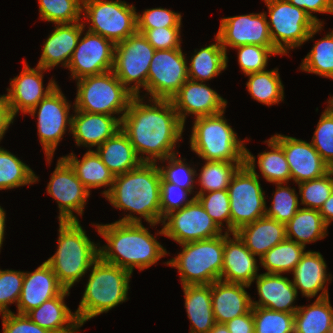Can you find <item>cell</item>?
I'll return each mask as SVG.
<instances>
[{
	"instance_id": "1",
	"label": "cell",
	"mask_w": 333,
	"mask_h": 333,
	"mask_svg": "<svg viewBox=\"0 0 333 333\" xmlns=\"http://www.w3.org/2000/svg\"><path fill=\"white\" fill-rule=\"evenodd\" d=\"M133 96L121 120V130L128 136L142 162L157 163L179 153L184 125L167 99ZM159 160V161H158Z\"/></svg>"
},
{
	"instance_id": "2",
	"label": "cell",
	"mask_w": 333,
	"mask_h": 333,
	"mask_svg": "<svg viewBox=\"0 0 333 333\" xmlns=\"http://www.w3.org/2000/svg\"><path fill=\"white\" fill-rule=\"evenodd\" d=\"M160 185L158 163L142 162L131 171L115 176L105 198L113 207L129 211L117 222L142 223L141 218H144L152 228L160 224Z\"/></svg>"
},
{
	"instance_id": "3",
	"label": "cell",
	"mask_w": 333,
	"mask_h": 333,
	"mask_svg": "<svg viewBox=\"0 0 333 333\" xmlns=\"http://www.w3.org/2000/svg\"><path fill=\"white\" fill-rule=\"evenodd\" d=\"M99 235L107 242L99 246V257L107 263L117 265L133 273L148 269L162 257L170 254L142 223L113 222L96 224Z\"/></svg>"
},
{
	"instance_id": "4",
	"label": "cell",
	"mask_w": 333,
	"mask_h": 333,
	"mask_svg": "<svg viewBox=\"0 0 333 333\" xmlns=\"http://www.w3.org/2000/svg\"><path fill=\"white\" fill-rule=\"evenodd\" d=\"M58 231L57 251L45 262L59 283L70 290L99 258L100 242L91 241L80 221H59Z\"/></svg>"
},
{
	"instance_id": "5",
	"label": "cell",
	"mask_w": 333,
	"mask_h": 333,
	"mask_svg": "<svg viewBox=\"0 0 333 333\" xmlns=\"http://www.w3.org/2000/svg\"><path fill=\"white\" fill-rule=\"evenodd\" d=\"M89 271L82 299L75 311L81 326L127 301L132 275L127 269L104 262L100 257Z\"/></svg>"
},
{
	"instance_id": "6",
	"label": "cell",
	"mask_w": 333,
	"mask_h": 333,
	"mask_svg": "<svg viewBox=\"0 0 333 333\" xmlns=\"http://www.w3.org/2000/svg\"><path fill=\"white\" fill-rule=\"evenodd\" d=\"M222 113L194 118L190 148L202 160L245 162V139H238Z\"/></svg>"
},
{
	"instance_id": "7",
	"label": "cell",
	"mask_w": 333,
	"mask_h": 333,
	"mask_svg": "<svg viewBox=\"0 0 333 333\" xmlns=\"http://www.w3.org/2000/svg\"><path fill=\"white\" fill-rule=\"evenodd\" d=\"M181 250L165 263L178 270L182 286L208 285L220 280L224 234L181 244Z\"/></svg>"
},
{
	"instance_id": "8",
	"label": "cell",
	"mask_w": 333,
	"mask_h": 333,
	"mask_svg": "<svg viewBox=\"0 0 333 333\" xmlns=\"http://www.w3.org/2000/svg\"><path fill=\"white\" fill-rule=\"evenodd\" d=\"M256 157L246 148L245 165L241 166L228 186L231 233L266 214L265 191L256 172Z\"/></svg>"
},
{
	"instance_id": "9",
	"label": "cell",
	"mask_w": 333,
	"mask_h": 333,
	"mask_svg": "<svg viewBox=\"0 0 333 333\" xmlns=\"http://www.w3.org/2000/svg\"><path fill=\"white\" fill-rule=\"evenodd\" d=\"M268 8L269 33L274 48L287 55L288 50L299 48L322 30L323 24H317L303 9L287 0H263Z\"/></svg>"
},
{
	"instance_id": "10",
	"label": "cell",
	"mask_w": 333,
	"mask_h": 333,
	"mask_svg": "<svg viewBox=\"0 0 333 333\" xmlns=\"http://www.w3.org/2000/svg\"><path fill=\"white\" fill-rule=\"evenodd\" d=\"M75 110L123 117L133 94L113 71L76 80Z\"/></svg>"
},
{
	"instance_id": "11",
	"label": "cell",
	"mask_w": 333,
	"mask_h": 333,
	"mask_svg": "<svg viewBox=\"0 0 333 333\" xmlns=\"http://www.w3.org/2000/svg\"><path fill=\"white\" fill-rule=\"evenodd\" d=\"M136 10L122 0H83L82 17L87 31L117 44L137 32Z\"/></svg>"
},
{
	"instance_id": "12",
	"label": "cell",
	"mask_w": 333,
	"mask_h": 333,
	"mask_svg": "<svg viewBox=\"0 0 333 333\" xmlns=\"http://www.w3.org/2000/svg\"><path fill=\"white\" fill-rule=\"evenodd\" d=\"M155 51L139 32L115 44L112 71L134 96L141 95V87L147 92V77Z\"/></svg>"
},
{
	"instance_id": "13",
	"label": "cell",
	"mask_w": 333,
	"mask_h": 333,
	"mask_svg": "<svg viewBox=\"0 0 333 333\" xmlns=\"http://www.w3.org/2000/svg\"><path fill=\"white\" fill-rule=\"evenodd\" d=\"M71 103L68 102L57 85L56 88L44 97L27 114L33 118L37 114V131L39 141L43 146L46 161L51 164L54 152L62 140L65 132L71 133L72 115L70 113Z\"/></svg>"
},
{
	"instance_id": "14",
	"label": "cell",
	"mask_w": 333,
	"mask_h": 333,
	"mask_svg": "<svg viewBox=\"0 0 333 333\" xmlns=\"http://www.w3.org/2000/svg\"><path fill=\"white\" fill-rule=\"evenodd\" d=\"M182 51L181 48L155 51L147 77V93L142 97L171 100L179 91L189 79L187 57Z\"/></svg>"
},
{
	"instance_id": "15",
	"label": "cell",
	"mask_w": 333,
	"mask_h": 333,
	"mask_svg": "<svg viewBox=\"0 0 333 333\" xmlns=\"http://www.w3.org/2000/svg\"><path fill=\"white\" fill-rule=\"evenodd\" d=\"M161 225L163 228L158 234L174 240L179 245L224 234L196 198L182 209L168 214Z\"/></svg>"
},
{
	"instance_id": "16",
	"label": "cell",
	"mask_w": 333,
	"mask_h": 333,
	"mask_svg": "<svg viewBox=\"0 0 333 333\" xmlns=\"http://www.w3.org/2000/svg\"><path fill=\"white\" fill-rule=\"evenodd\" d=\"M47 193L58 203L59 221H79L90 193L71 166L60 157L47 185ZM77 214V216L74 214Z\"/></svg>"
},
{
	"instance_id": "17",
	"label": "cell",
	"mask_w": 333,
	"mask_h": 333,
	"mask_svg": "<svg viewBox=\"0 0 333 333\" xmlns=\"http://www.w3.org/2000/svg\"><path fill=\"white\" fill-rule=\"evenodd\" d=\"M67 66L71 77L78 80L99 75L113 69L115 44L105 37L86 31Z\"/></svg>"
},
{
	"instance_id": "18",
	"label": "cell",
	"mask_w": 333,
	"mask_h": 333,
	"mask_svg": "<svg viewBox=\"0 0 333 333\" xmlns=\"http://www.w3.org/2000/svg\"><path fill=\"white\" fill-rule=\"evenodd\" d=\"M267 14L250 13L221 18L219 30L215 35L227 54V47L242 45L274 47L268 27Z\"/></svg>"
},
{
	"instance_id": "19",
	"label": "cell",
	"mask_w": 333,
	"mask_h": 333,
	"mask_svg": "<svg viewBox=\"0 0 333 333\" xmlns=\"http://www.w3.org/2000/svg\"><path fill=\"white\" fill-rule=\"evenodd\" d=\"M23 63L21 73L10 79V88H7L6 97L14 117L19 112L27 114L58 85L53 78L44 88L43 73L47 70L37 65L32 68L26 63V60H23Z\"/></svg>"
},
{
	"instance_id": "20",
	"label": "cell",
	"mask_w": 333,
	"mask_h": 333,
	"mask_svg": "<svg viewBox=\"0 0 333 333\" xmlns=\"http://www.w3.org/2000/svg\"><path fill=\"white\" fill-rule=\"evenodd\" d=\"M171 102L178 117L185 126L186 116H212L226 110L227 100L215 90L207 86L206 82L188 79L171 98Z\"/></svg>"
},
{
	"instance_id": "21",
	"label": "cell",
	"mask_w": 333,
	"mask_h": 333,
	"mask_svg": "<svg viewBox=\"0 0 333 333\" xmlns=\"http://www.w3.org/2000/svg\"><path fill=\"white\" fill-rule=\"evenodd\" d=\"M272 138L282 147L296 184L320 178L331 170L311 142L277 133Z\"/></svg>"
},
{
	"instance_id": "22",
	"label": "cell",
	"mask_w": 333,
	"mask_h": 333,
	"mask_svg": "<svg viewBox=\"0 0 333 333\" xmlns=\"http://www.w3.org/2000/svg\"><path fill=\"white\" fill-rule=\"evenodd\" d=\"M257 261L256 256L245 246L236 233L224 231L221 281L251 286L259 275Z\"/></svg>"
},
{
	"instance_id": "23",
	"label": "cell",
	"mask_w": 333,
	"mask_h": 333,
	"mask_svg": "<svg viewBox=\"0 0 333 333\" xmlns=\"http://www.w3.org/2000/svg\"><path fill=\"white\" fill-rule=\"evenodd\" d=\"M64 290L52 268L44 261L33 272H24L17 313L27 314Z\"/></svg>"
},
{
	"instance_id": "24",
	"label": "cell",
	"mask_w": 333,
	"mask_h": 333,
	"mask_svg": "<svg viewBox=\"0 0 333 333\" xmlns=\"http://www.w3.org/2000/svg\"><path fill=\"white\" fill-rule=\"evenodd\" d=\"M73 111L71 134L79 147H98L121 129L122 117Z\"/></svg>"
},
{
	"instance_id": "25",
	"label": "cell",
	"mask_w": 333,
	"mask_h": 333,
	"mask_svg": "<svg viewBox=\"0 0 333 333\" xmlns=\"http://www.w3.org/2000/svg\"><path fill=\"white\" fill-rule=\"evenodd\" d=\"M86 25L83 21L56 24L46 42L44 41L42 54L37 66L51 70L61 64L67 69L79 38L81 34L84 35L83 31Z\"/></svg>"
},
{
	"instance_id": "26",
	"label": "cell",
	"mask_w": 333,
	"mask_h": 333,
	"mask_svg": "<svg viewBox=\"0 0 333 333\" xmlns=\"http://www.w3.org/2000/svg\"><path fill=\"white\" fill-rule=\"evenodd\" d=\"M256 280L259 300H252V307L295 314L299 306L293 305L298 293L292 280L282 274H259Z\"/></svg>"
},
{
	"instance_id": "27",
	"label": "cell",
	"mask_w": 333,
	"mask_h": 333,
	"mask_svg": "<svg viewBox=\"0 0 333 333\" xmlns=\"http://www.w3.org/2000/svg\"><path fill=\"white\" fill-rule=\"evenodd\" d=\"M292 274V283L303 297L311 299L320 291L316 299L329 297L327 282L332 281V276L327 274V264L320 252L306 251Z\"/></svg>"
},
{
	"instance_id": "28",
	"label": "cell",
	"mask_w": 333,
	"mask_h": 333,
	"mask_svg": "<svg viewBox=\"0 0 333 333\" xmlns=\"http://www.w3.org/2000/svg\"><path fill=\"white\" fill-rule=\"evenodd\" d=\"M241 283L217 280L211 284L212 309L216 323L225 324L252 310V298Z\"/></svg>"
},
{
	"instance_id": "29",
	"label": "cell",
	"mask_w": 333,
	"mask_h": 333,
	"mask_svg": "<svg viewBox=\"0 0 333 333\" xmlns=\"http://www.w3.org/2000/svg\"><path fill=\"white\" fill-rule=\"evenodd\" d=\"M69 291L65 289L60 295L32 309L26 315L38 326L51 333H78L82 326L76 313L71 312L64 300L69 296Z\"/></svg>"
},
{
	"instance_id": "30",
	"label": "cell",
	"mask_w": 333,
	"mask_h": 333,
	"mask_svg": "<svg viewBox=\"0 0 333 333\" xmlns=\"http://www.w3.org/2000/svg\"><path fill=\"white\" fill-rule=\"evenodd\" d=\"M235 233L259 259L287 238L286 224L266 216L240 227Z\"/></svg>"
},
{
	"instance_id": "31",
	"label": "cell",
	"mask_w": 333,
	"mask_h": 333,
	"mask_svg": "<svg viewBox=\"0 0 333 333\" xmlns=\"http://www.w3.org/2000/svg\"><path fill=\"white\" fill-rule=\"evenodd\" d=\"M184 304L190 320L189 333H209L216 324L211 297V284L182 286Z\"/></svg>"
},
{
	"instance_id": "32",
	"label": "cell",
	"mask_w": 333,
	"mask_h": 333,
	"mask_svg": "<svg viewBox=\"0 0 333 333\" xmlns=\"http://www.w3.org/2000/svg\"><path fill=\"white\" fill-rule=\"evenodd\" d=\"M62 158L71 166L89 192L93 188L109 187L101 193L105 197L111 190L115 176L103 164L95 150H87L82 159H78L73 152Z\"/></svg>"
},
{
	"instance_id": "33",
	"label": "cell",
	"mask_w": 333,
	"mask_h": 333,
	"mask_svg": "<svg viewBox=\"0 0 333 333\" xmlns=\"http://www.w3.org/2000/svg\"><path fill=\"white\" fill-rule=\"evenodd\" d=\"M95 151L114 176L131 171L142 163L128 136L121 129Z\"/></svg>"
},
{
	"instance_id": "34",
	"label": "cell",
	"mask_w": 333,
	"mask_h": 333,
	"mask_svg": "<svg viewBox=\"0 0 333 333\" xmlns=\"http://www.w3.org/2000/svg\"><path fill=\"white\" fill-rule=\"evenodd\" d=\"M213 44L194 50L188 68L190 80L204 82L209 81L222 73L228 67V56L215 36Z\"/></svg>"
},
{
	"instance_id": "35",
	"label": "cell",
	"mask_w": 333,
	"mask_h": 333,
	"mask_svg": "<svg viewBox=\"0 0 333 333\" xmlns=\"http://www.w3.org/2000/svg\"><path fill=\"white\" fill-rule=\"evenodd\" d=\"M320 211L310 208H299L292 219L286 224V237L306 247V244L322 240L328 235Z\"/></svg>"
},
{
	"instance_id": "36",
	"label": "cell",
	"mask_w": 333,
	"mask_h": 333,
	"mask_svg": "<svg viewBox=\"0 0 333 333\" xmlns=\"http://www.w3.org/2000/svg\"><path fill=\"white\" fill-rule=\"evenodd\" d=\"M332 325L333 308L329 297L299 306L294 314V333H330Z\"/></svg>"
},
{
	"instance_id": "37",
	"label": "cell",
	"mask_w": 333,
	"mask_h": 333,
	"mask_svg": "<svg viewBox=\"0 0 333 333\" xmlns=\"http://www.w3.org/2000/svg\"><path fill=\"white\" fill-rule=\"evenodd\" d=\"M278 71L274 68L246 75L249 77L246 88L254 100L267 106L284 100V86Z\"/></svg>"
},
{
	"instance_id": "38",
	"label": "cell",
	"mask_w": 333,
	"mask_h": 333,
	"mask_svg": "<svg viewBox=\"0 0 333 333\" xmlns=\"http://www.w3.org/2000/svg\"><path fill=\"white\" fill-rule=\"evenodd\" d=\"M305 248L303 245L286 238L267 251L259 261L261 266L267 270L265 273H291L305 254Z\"/></svg>"
},
{
	"instance_id": "39",
	"label": "cell",
	"mask_w": 333,
	"mask_h": 333,
	"mask_svg": "<svg viewBox=\"0 0 333 333\" xmlns=\"http://www.w3.org/2000/svg\"><path fill=\"white\" fill-rule=\"evenodd\" d=\"M205 165L199 170V183L200 190L196 194L208 193L211 191L225 190L231 182L232 177L237 170L245 165V162H229V161H211L205 160Z\"/></svg>"
},
{
	"instance_id": "40",
	"label": "cell",
	"mask_w": 333,
	"mask_h": 333,
	"mask_svg": "<svg viewBox=\"0 0 333 333\" xmlns=\"http://www.w3.org/2000/svg\"><path fill=\"white\" fill-rule=\"evenodd\" d=\"M39 177L16 155L0 147V190L37 183Z\"/></svg>"
},
{
	"instance_id": "41",
	"label": "cell",
	"mask_w": 333,
	"mask_h": 333,
	"mask_svg": "<svg viewBox=\"0 0 333 333\" xmlns=\"http://www.w3.org/2000/svg\"><path fill=\"white\" fill-rule=\"evenodd\" d=\"M269 151L258 154V167L263 178L272 184L291 181L289 165L282 147L272 138L264 141Z\"/></svg>"
},
{
	"instance_id": "42",
	"label": "cell",
	"mask_w": 333,
	"mask_h": 333,
	"mask_svg": "<svg viewBox=\"0 0 333 333\" xmlns=\"http://www.w3.org/2000/svg\"><path fill=\"white\" fill-rule=\"evenodd\" d=\"M300 70L333 80V29L317 40L302 59Z\"/></svg>"
},
{
	"instance_id": "43",
	"label": "cell",
	"mask_w": 333,
	"mask_h": 333,
	"mask_svg": "<svg viewBox=\"0 0 333 333\" xmlns=\"http://www.w3.org/2000/svg\"><path fill=\"white\" fill-rule=\"evenodd\" d=\"M40 19L56 24L79 22L83 0H38Z\"/></svg>"
},
{
	"instance_id": "44",
	"label": "cell",
	"mask_w": 333,
	"mask_h": 333,
	"mask_svg": "<svg viewBox=\"0 0 333 333\" xmlns=\"http://www.w3.org/2000/svg\"><path fill=\"white\" fill-rule=\"evenodd\" d=\"M275 184L276 191L273 192L272 203L266 207L265 216L280 223L287 224L299 210V196L295 188L287 186V183Z\"/></svg>"
},
{
	"instance_id": "45",
	"label": "cell",
	"mask_w": 333,
	"mask_h": 333,
	"mask_svg": "<svg viewBox=\"0 0 333 333\" xmlns=\"http://www.w3.org/2000/svg\"><path fill=\"white\" fill-rule=\"evenodd\" d=\"M254 333H294V314L252 307Z\"/></svg>"
},
{
	"instance_id": "46",
	"label": "cell",
	"mask_w": 333,
	"mask_h": 333,
	"mask_svg": "<svg viewBox=\"0 0 333 333\" xmlns=\"http://www.w3.org/2000/svg\"><path fill=\"white\" fill-rule=\"evenodd\" d=\"M301 205L304 208L320 210L333 193V169L324 176L297 184Z\"/></svg>"
},
{
	"instance_id": "47",
	"label": "cell",
	"mask_w": 333,
	"mask_h": 333,
	"mask_svg": "<svg viewBox=\"0 0 333 333\" xmlns=\"http://www.w3.org/2000/svg\"><path fill=\"white\" fill-rule=\"evenodd\" d=\"M177 157L178 153L160 160L161 163L167 161L166 166L158 164L161 177L166 182L178 185L189 190L193 194L197 170H195L194 166L190 167L191 165L185 163V158L182 159L181 157Z\"/></svg>"
},
{
	"instance_id": "48",
	"label": "cell",
	"mask_w": 333,
	"mask_h": 333,
	"mask_svg": "<svg viewBox=\"0 0 333 333\" xmlns=\"http://www.w3.org/2000/svg\"><path fill=\"white\" fill-rule=\"evenodd\" d=\"M195 198L221 229L225 228L224 221L227 224L225 232L231 233L230 199L227 189L196 194Z\"/></svg>"
},
{
	"instance_id": "49",
	"label": "cell",
	"mask_w": 333,
	"mask_h": 333,
	"mask_svg": "<svg viewBox=\"0 0 333 333\" xmlns=\"http://www.w3.org/2000/svg\"><path fill=\"white\" fill-rule=\"evenodd\" d=\"M237 49L238 64L244 75L264 71L272 55H281L274 47L242 45Z\"/></svg>"
},
{
	"instance_id": "50",
	"label": "cell",
	"mask_w": 333,
	"mask_h": 333,
	"mask_svg": "<svg viewBox=\"0 0 333 333\" xmlns=\"http://www.w3.org/2000/svg\"><path fill=\"white\" fill-rule=\"evenodd\" d=\"M311 143L323 161L333 169V114L326 108L320 116Z\"/></svg>"
},
{
	"instance_id": "51",
	"label": "cell",
	"mask_w": 333,
	"mask_h": 333,
	"mask_svg": "<svg viewBox=\"0 0 333 333\" xmlns=\"http://www.w3.org/2000/svg\"><path fill=\"white\" fill-rule=\"evenodd\" d=\"M24 272L0 269V314L12 312L8 305L17 306L23 286Z\"/></svg>"
},
{
	"instance_id": "52",
	"label": "cell",
	"mask_w": 333,
	"mask_h": 333,
	"mask_svg": "<svg viewBox=\"0 0 333 333\" xmlns=\"http://www.w3.org/2000/svg\"><path fill=\"white\" fill-rule=\"evenodd\" d=\"M192 193L178 185L166 182L161 177L160 185V211L161 223L163 219L170 213L180 210L190 204L195 196L188 199L187 197Z\"/></svg>"
},
{
	"instance_id": "53",
	"label": "cell",
	"mask_w": 333,
	"mask_h": 333,
	"mask_svg": "<svg viewBox=\"0 0 333 333\" xmlns=\"http://www.w3.org/2000/svg\"><path fill=\"white\" fill-rule=\"evenodd\" d=\"M182 15L167 8L145 9L137 13V29H155L160 27H182Z\"/></svg>"
},
{
	"instance_id": "54",
	"label": "cell",
	"mask_w": 333,
	"mask_h": 333,
	"mask_svg": "<svg viewBox=\"0 0 333 333\" xmlns=\"http://www.w3.org/2000/svg\"><path fill=\"white\" fill-rule=\"evenodd\" d=\"M155 50L181 48V27H160L155 29H137Z\"/></svg>"
},
{
	"instance_id": "55",
	"label": "cell",
	"mask_w": 333,
	"mask_h": 333,
	"mask_svg": "<svg viewBox=\"0 0 333 333\" xmlns=\"http://www.w3.org/2000/svg\"><path fill=\"white\" fill-rule=\"evenodd\" d=\"M2 315V333H51L34 323L26 314L14 312Z\"/></svg>"
},
{
	"instance_id": "56",
	"label": "cell",
	"mask_w": 333,
	"mask_h": 333,
	"mask_svg": "<svg viewBox=\"0 0 333 333\" xmlns=\"http://www.w3.org/2000/svg\"><path fill=\"white\" fill-rule=\"evenodd\" d=\"M294 6L303 9L317 24L323 21L313 15L316 13L333 14V0H287ZM313 13V14H312Z\"/></svg>"
},
{
	"instance_id": "57",
	"label": "cell",
	"mask_w": 333,
	"mask_h": 333,
	"mask_svg": "<svg viewBox=\"0 0 333 333\" xmlns=\"http://www.w3.org/2000/svg\"><path fill=\"white\" fill-rule=\"evenodd\" d=\"M230 333H254L252 310L225 323Z\"/></svg>"
},
{
	"instance_id": "58",
	"label": "cell",
	"mask_w": 333,
	"mask_h": 333,
	"mask_svg": "<svg viewBox=\"0 0 333 333\" xmlns=\"http://www.w3.org/2000/svg\"><path fill=\"white\" fill-rule=\"evenodd\" d=\"M14 118L6 94L0 95V142L9 126L14 122Z\"/></svg>"
},
{
	"instance_id": "59",
	"label": "cell",
	"mask_w": 333,
	"mask_h": 333,
	"mask_svg": "<svg viewBox=\"0 0 333 333\" xmlns=\"http://www.w3.org/2000/svg\"><path fill=\"white\" fill-rule=\"evenodd\" d=\"M319 211L325 224L329 227L330 223L333 221V193L324 202Z\"/></svg>"
},
{
	"instance_id": "60",
	"label": "cell",
	"mask_w": 333,
	"mask_h": 333,
	"mask_svg": "<svg viewBox=\"0 0 333 333\" xmlns=\"http://www.w3.org/2000/svg\"><path fill=\"white\" fill-rule=\"evenodd\" d=\"M5 220H6V212H5L4 208H2L0 206V251L2 248L4 234H5V230H6L5 229L6 228Z\"/></svg>"
},
{
	"instance_id": "61",
	"label": "cell",
	"mask_w": 333,
	"mask_h": 333,
	"mask_svg": "<svg viewBox=\"0 0 333 333\" xmlns=\"http://www.w3.org/2000/svg\"><path fill=\"white\" fill-rule=\"evenodd\" d=\"M209 333H230L225 324L216 323Z\"/></svg>"
},
{
	"instance_id": "62",
	"label": "cell",
	"mask_w": 333,
	"mask_h": 333,
	"mask_svg": "<svg viewBox=\"0 0 333 333\" xmlns=\"http://www.w3.org/2000/svg\"><path fill=\"white\" fill-rule=\"evenodd\" d=\"M328 102V105H327V107H326V109L330 112V113H332L333 114V96H331L330 98H329V100H327Z\"/></svg>"
},
{
	"instance_id": "63",
	"label": "cell",
	"mask_w": 333,
	"mask_h": 333,
	"mask_svg": "<svg viewBox=\"0 0 333 333\" xmlns=\"http://www.w3.org/2000/svg\"><path fill=\"white\" fill-rule=\"evenodd\" d=\"M330 333H333V325H332V328H331V330H330Z\"/></svg>"
}]
</instances>
